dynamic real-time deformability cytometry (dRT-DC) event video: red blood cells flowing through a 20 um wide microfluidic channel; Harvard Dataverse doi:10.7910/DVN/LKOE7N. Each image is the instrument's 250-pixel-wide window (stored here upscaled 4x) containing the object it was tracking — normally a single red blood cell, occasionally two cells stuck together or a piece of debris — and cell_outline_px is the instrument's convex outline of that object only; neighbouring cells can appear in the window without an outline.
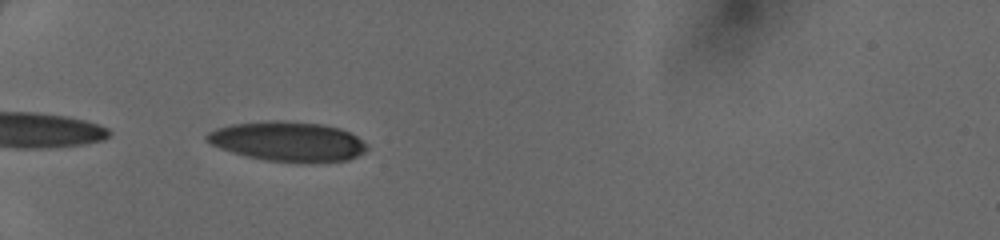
{"species": "human", "species_latin": "Homo sapiens", "temperature_condition": "cold", "stored_images_in_passage": 22, "camera_frame_rate_fps": 3000, "um_per_image_px": 0.085, "donor": {"sex": "female"}, "frame": {"image": 1, "passage_image": 1, "time_ms": 0.0, "image_size_px": [1000, 240], "cell_outline_px": [[368, 148], [364, 152], [348, 160], [268, 160], [248, 156], [232, 152], [220, 148], [212, 144], [204, 136], [208, 132], [216, 128], [232, 124], [268, 120], [284, 120], [324, 124], [340, 128], [356, 136]], "centroid_in_image_um": [24.42, 11.97], "position_along_channel_um": 60.6, "area_um2": 36.07}}
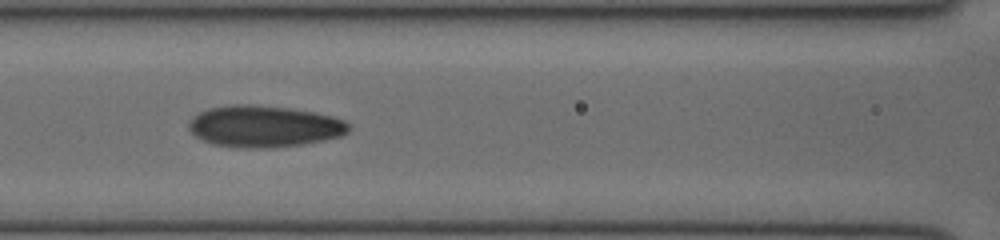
{"frame": {"image": 2, "passage_image": 8, "time_ms": 2.333, "image_size_px": [1000, 240], "cell_outline_px": [[352, 128], [348, 132], [340, 136], [300, 144], [260, 148], [248, 148], [212, 144], [196, 136], [188, 128], [188, 124], [192, 116], [208, 108], [232, 104], [252, 104], [292, 108], [316, 112], [332, 116], [344, 120], [352, 124]], "centroid_in_image_um": [22.46, 10.71], "position_along_channel_um": 144.1, "area_um2": 38.78}}
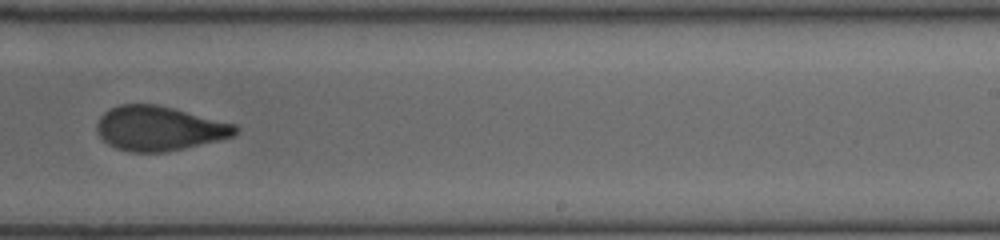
{"frame": {"image": 3, "passage_image": 17, "time_ms": 5.333, "image_size_px": [1000, 240], "cell_outline_px": [[240, 128], [232, 136], [216, 140], [164, 152], [128, 152], [116, 148], [108, 144], [100, 136], [96, 128], [96, 124], [100, 116], [104, 112], [120, 104], [156, 104], [236, 124]], "centroid_in_image_um": [13.49, 10.91], "position_along_channel_um": 275.5, "area_um2": 35.49}}